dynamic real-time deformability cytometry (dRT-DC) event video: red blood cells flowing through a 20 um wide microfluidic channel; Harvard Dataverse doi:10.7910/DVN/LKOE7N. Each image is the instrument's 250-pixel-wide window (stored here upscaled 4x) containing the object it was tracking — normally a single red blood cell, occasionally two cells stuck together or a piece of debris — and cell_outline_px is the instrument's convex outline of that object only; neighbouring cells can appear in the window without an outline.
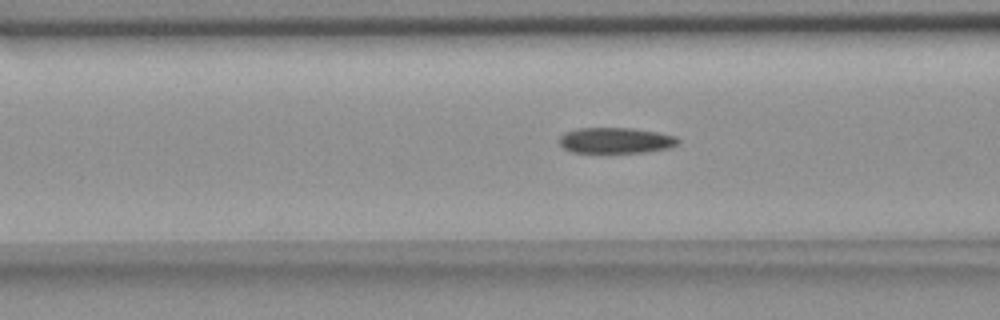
{"species": "common noctule bat (a hibernating species)", "species_latin": "Nyctalus noctula", "temperature_condition": "room temperature", "stored_images_in_passage": 45, "camera_frame_rate_fps": 3000, "um_per_image_px": 0.085, "animal": {"sex": "female", "body_mass_g": 18.4}, "frame": {"image": 1, "passage_image": 11, "time_ms": 3.333, "image_size_px": [1000, 320], "cell_outline_px": [[680, 140], [676, 144], [668, 148], [640, 152], [572, 152], [564, 148], [560, 144], [560, 136], [564, 132], [576, 128], [636, 128], [676, 136]], "centroid_in_image_um": [52.31, 11.92], "position_along_channel_um": 114.3, "area_um2": 17.69}}
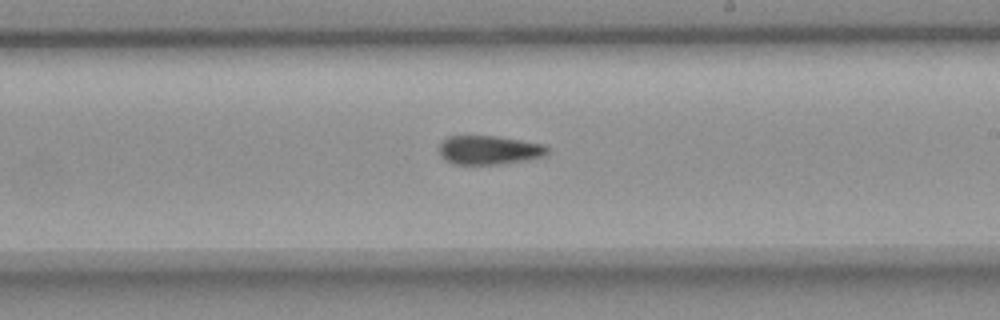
{"frame": {"image": 2, "passage_image": 22, "time_ms": 7.0, "image_size_px": [1000, 320], "cell_outline_px": [[548, 152], [540, 156], [520, 160], [496, 164], [452, 164], [444, 160], [440, 156], [440, 144], [448, 136], [496, 136], [520, 140], [540, 144], [548, 148]], "centroid_in_image_um": [41.47, 12.75], "position_along_channel_um": 247.5, "area_um2": 17.74}}
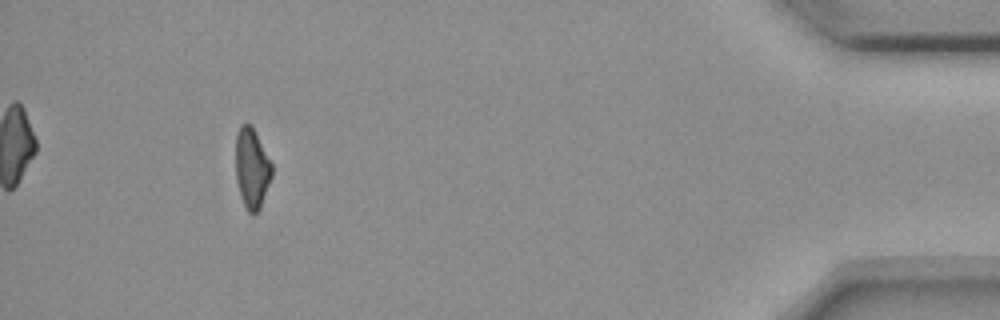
{"frame": {"image": 3, "passage_image": 41, "time_ms": 13.333, "image_size_px": [1000, 320], "cell_outline_px": [[272, 176], [260, 208], [256, 212], [248, 212], [240, 196], [236, 180], [236, 132], [240, 124], [252, 124], [272, 164]], "centroid_in_image_um": [21.4, 14.26], "position_along_channel_um": 413.8, "area_um2": 16.94}, "authors_computed_cell_mechanics": {"area_um2": 18.2648, "velocity_mm_per_s": 3.6411, "shape_relaxation_time_tau1_ms": null, "shape_relaxation_time_tau2_ms": 7.2848, "deformation_change_tau1": null, "deformation_change_tau2": 0.1468}}